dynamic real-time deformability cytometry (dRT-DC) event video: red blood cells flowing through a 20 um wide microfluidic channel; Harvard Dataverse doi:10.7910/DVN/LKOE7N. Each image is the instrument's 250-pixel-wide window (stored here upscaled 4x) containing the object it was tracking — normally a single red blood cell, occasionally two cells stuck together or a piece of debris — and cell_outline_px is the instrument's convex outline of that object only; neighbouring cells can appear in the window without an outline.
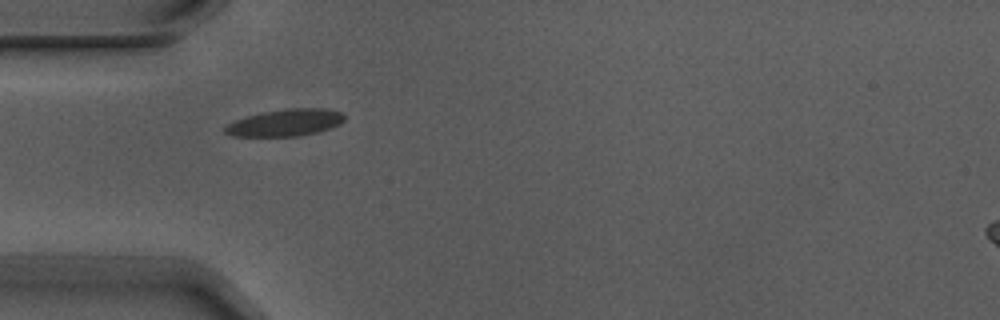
{"species": "Egyptian fruit bat (a non-hibernating species)", "species_latin": "Rousettus aegyptiacus", "temperature_condition": "warm", "stored_images_in_passage": 2, "camera_frame_rate_fps": 3000, "um_per_image_px": 0.085, "animal": {"sex": "male"}, "frame": {"image": 1, "passage_image": 1, "time_ms": 0.0, "image_size_px": [1000, 320], "cell_outline_px": [[344, 120], [340, 124], [316, 132], [296, 136], [232, 136], [224, 132], [224, 128], [228, 124], [236, 120], [248, 116], [264, 112], [288, 108], [324, 108], [344, 112]], "centroid_in_image_um": [24.28, 10.42], "position_along_channel_um": 60.7, "area_um2": 18.55}}